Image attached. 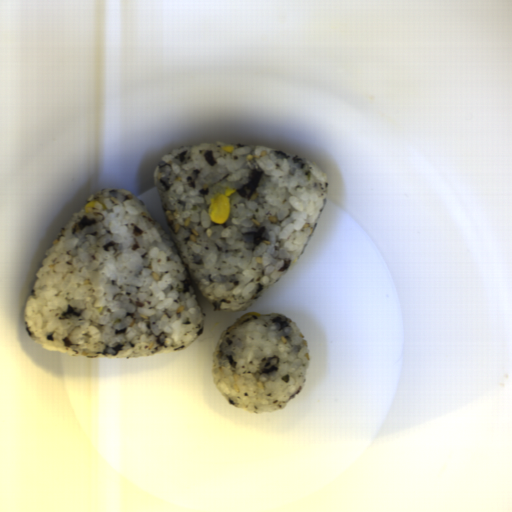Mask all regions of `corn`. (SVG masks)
<instances>
[{
	"label": "corn",
	"instance_id": "1",
	"mask_svg": "<svg viewBox=\"0 0 512 512\" xmlns=\"http://www.w3.org/2000/svg\"><path fill=\"white\" fill-rule=\"evenodd\" d=\"M236 190L232 188L225 189L223 194H217L211 200L209 207V220L213 224H223L230 216L231 205L230 198Z\"/></svg>",
	"mask_w": 512,
	"mask_h": 512
},
{
	"label": "corn",
	"instance_id": "2",
	"mask_svg": "<svg viewBox=\"0 0 512 512\" xmlns=\"http://www.w3.org/2000/svg\"><path fill=\"white\" fill-rule=\"evenodd\" d=\"M97 205H100V207L103 208L104 210L107 209L105 203H103L102 201L93 200L84 205V210L86 213L92 212L97 207Z\"/></svg>",
	"mask_w": 512,
	"mask_h": 512
},
{
	"label": "corn",
	"instance_id": "3",
	"mask_svg": "<svg viewBox=\"0 0 512 512\" xmlns=\"http://www.w3.org/2000/svg\"><path fill=\"white\" fill-rule=\"evenodd\" d=\"M221 149L229 152V153H232L235 149L234 145H225V146H222Z\"/></svg>",
	"mask_w": 512,
	"mask_h": 512
},
{
	"label": "corn",
	"instance_id": "4",
	"mask_svg": "<svg viewBox=\"0 0 512 512\" xmlns=\"http://www.w3.org/2000/svg\"><path fill=\"white\" fill-rule=\"evenodd\" d=\"M244 315H247V316H258L259 317V316H261V313L253 311V312H247Z\"/></svg>",
	"mask_w": 512,
	"mask_h": 512
}]
</instances>
